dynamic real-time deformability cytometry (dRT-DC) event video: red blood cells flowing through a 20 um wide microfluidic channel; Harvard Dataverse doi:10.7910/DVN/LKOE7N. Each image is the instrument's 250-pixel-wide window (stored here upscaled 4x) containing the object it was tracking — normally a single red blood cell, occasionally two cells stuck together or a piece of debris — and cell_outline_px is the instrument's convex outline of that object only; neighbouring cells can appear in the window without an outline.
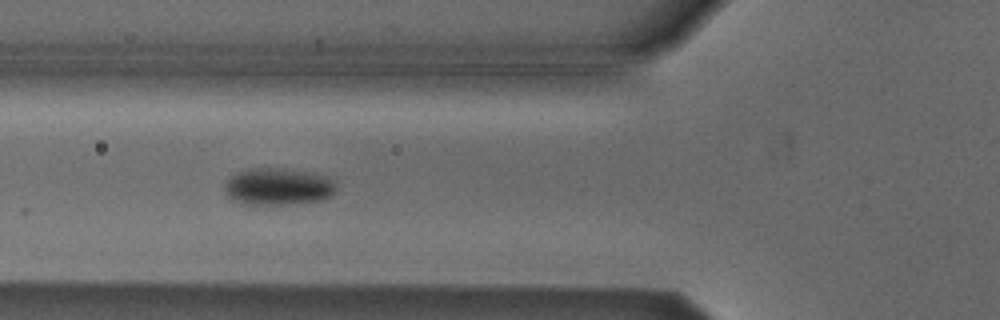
{"species": "Egyptian fruit bat (a non-hibernating species)", "species_latin": "Rousettus aegyptiacus", "temperature_condition": "cold", "stored_images_in_passage": 34, "camera_frame_rate_fps": 3000, "um_per_image_px": 0.085, "animal": {"sex": "male"}, "frame": {"image": 1, "passage_image": 8, "time_ms": 2.333, "image_size_px": [1000, 320], "cell_outline_px": [[336, 188], [332, 196], [324, 200], [280, 204], [244, 204], [232, 200], [228, 196], [224, 188], [224, 184], [232, 176], [248, 168], [280, 168], [328, 176], [336, 180]], "centroid_in_image_um": [23.67, 15.86], "position_along_channel_um": 102.1, "area_um2": 23.99}}
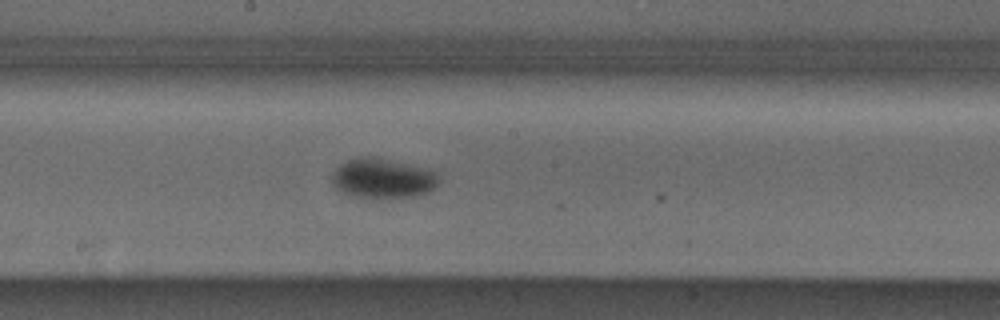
{"frame": {"image": 2, "passage_image": 17, "time_ms": 5.333, "image_size_px": [1000, 320], "cell_outline_px": [[440, 180], [428, 192], [412, 196], [392, 200], [380, 200], [352, 196], [340, 192], [332, 184], [332, 172], [340, 164], [348, 160], [360, 156], [372, 156], [428, 168], [436, 172]], "centroid_in_image_um": [32.5, 15.19], "position_along_channel_um": 215.7, "area_um2": 25.49}}
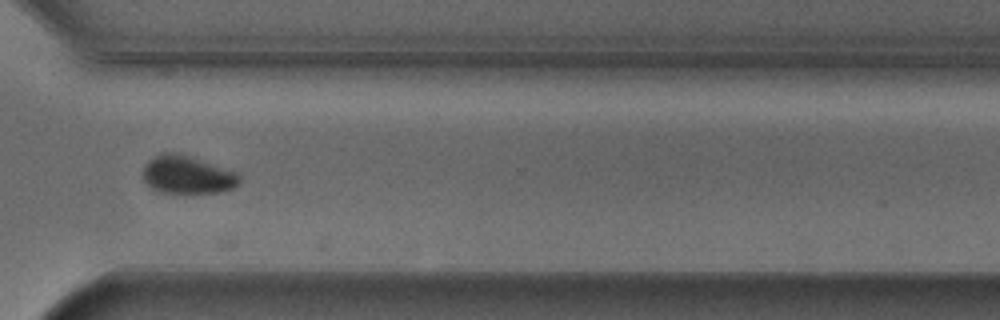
{"frame": {"image": 3, "passage_image": 28, "time_ms": 9.0, "image_size_px": [1000, 320], "cell_outline_px": [[240, 184], [232, 188], [216, 192], [184, 196], [160, 192], [152, 188], [144, 180], [144, 164], [148, 160], [160, 152], [176, 152], [236, 172], [240, 176]], "centroid_in_image_um": [15.9, 14.9], "position_along_channel_um": 354.7, "area_um2": 21.79}}